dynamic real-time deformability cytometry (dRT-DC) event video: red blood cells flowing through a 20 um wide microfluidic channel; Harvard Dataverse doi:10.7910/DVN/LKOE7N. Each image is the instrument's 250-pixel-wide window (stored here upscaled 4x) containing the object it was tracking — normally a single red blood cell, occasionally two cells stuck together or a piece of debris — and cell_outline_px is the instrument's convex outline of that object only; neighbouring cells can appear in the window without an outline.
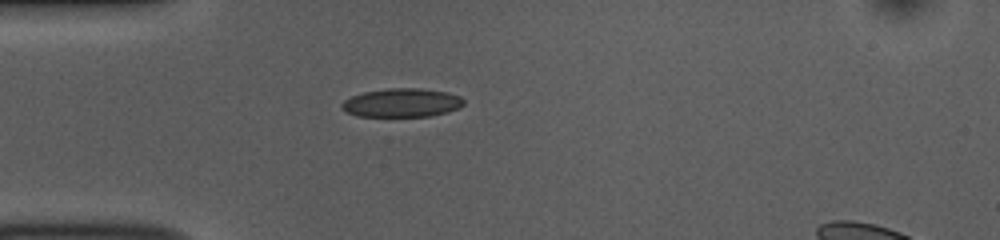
{"species": "common noctule bat (a hibernating species)", "species_latin": "Nyctalus noctula", "temperature_condition": "room temperature", "stored_images_in_passage": 39, "camera_frame_rate_fps": 3000, "um_per_image_px": 0.085, "animal": {"sex": "female", "body_mass_g": 10.0, "forearm_length_mm": 53.1}, "frame": {"image": 1, "passage_image": 1, "time_ms": 0.0, "image_size_px": [1000, 240], "cell_outline_px": [[464, 104], [460, 108], [448, 112], [432, 116], [356, 116], [344, 112], [340, 108], [340, 104], [344, 100], [352, 96], [364, 92], [388, 88], [420, 88], [444, 92], [460, 96], [464, 100]], "centroid_in_image_um": [34.13, 8.74], "position_along_channel_um": 50.9, "area_um2": 20.52}}
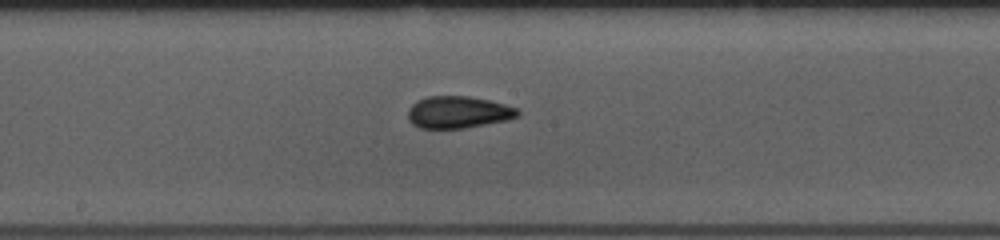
{"frame": {"image": 2, "passage_image": 14, "time_ms": 4.333, "image_size_px": [1000, 240], "cell_outline_px": [[520, 112], [516, 116], [508, 120], [464, 128], [420, 128], [412, 124], [408, 120], [408, 108], [416, 100], [428, 96], [468, 96], [488, 100], [504, 104], [516, 108]], "centroid_in_image_um": [38.9, 9.53], "position_along_channel_um": 209.3, "area_um2": 20.46}}
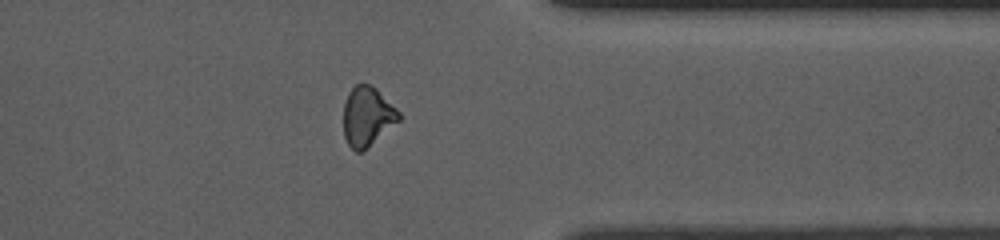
{"frame": {"image": 3, "passage_image": 28, "time_ms": 9.0, "image_size_px": [1000, 240], "cell_outline_px": [[400, 120], [360, 152], [356, 152], [348, 144], [344, 136], [344, 104], [348, 92], [356, 84], [368, 84], [376, 88], [400, 112]], "centroid_in_image_um": [31.21, 9.87], "position_along_channel_um": 380.2, "area_um2": 18.79}, "authors_computed_cell_mechanics": {"area_um2": 19.941, "velocity_mm_per_s": 3.8479, "shape_relaxation_time_tau1_ms": 4.8491, "shape_relaxation_time_tau2_ms": 1.8444, "deformation_change_tau1": 0.1228, "deformation_change_tau2": 0.0689}}